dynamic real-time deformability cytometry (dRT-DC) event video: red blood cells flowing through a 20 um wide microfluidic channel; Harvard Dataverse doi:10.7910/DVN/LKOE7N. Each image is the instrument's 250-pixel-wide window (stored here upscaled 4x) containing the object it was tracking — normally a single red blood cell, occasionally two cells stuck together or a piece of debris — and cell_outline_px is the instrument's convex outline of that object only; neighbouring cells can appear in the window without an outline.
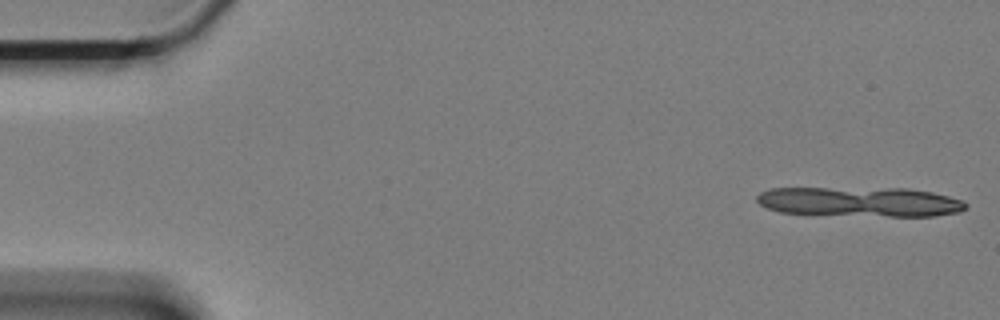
{"species": "Egyptian fruit bat (a non-hibernating species)", "species_latin": "Rousettus aegyptiacus", "temperature_condition": "cold", "stored_images_in_passage": 27, "segment_of_instrument_passage": [1, 2], "camera_frame_rate_fps": 3000, "um_per_image_px": 0.085, "animal": {"sex": "female"}, "frame": {"image": 1, "passage_image": 1, "time_ms": 0.0, "image_size_px": [1000, 320], "cell_outline_px": [[968, 208], [960, 212], [936, 216], [888, 216], [780, 212], [764, 208], [756, 200], [756, 196], [760, 192], [768, 188], [908, 188], [932, 192], [948, 196], [960, 200], [968, 204]], "centroid_in_image_um": [73.11, 17.14], "position_along_channel_um": 11.9, "area_um2": 36.24}}